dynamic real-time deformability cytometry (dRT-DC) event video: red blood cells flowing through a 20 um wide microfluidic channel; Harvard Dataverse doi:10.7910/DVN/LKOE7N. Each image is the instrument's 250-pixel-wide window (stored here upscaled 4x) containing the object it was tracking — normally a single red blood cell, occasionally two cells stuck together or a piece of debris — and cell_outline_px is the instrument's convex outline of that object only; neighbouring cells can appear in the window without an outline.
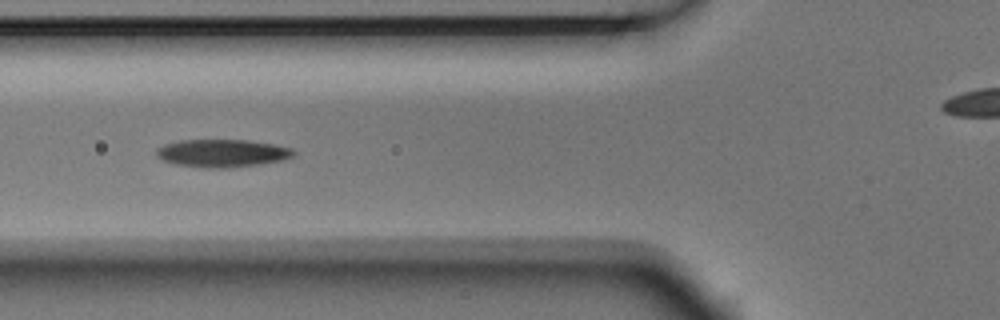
{"species": "Egyptian fruit bat (a non-hibernating species)", "species_latin": "Rousettus aegyptiacus", "temperature_condition": "room temperature", "stored_images_in_passage": 8, "segment_of_instrument_passage": [1, 2], "camera_frame_rate_fps": 3000, "um_per_image_px": 0.085, "animal": {"sex": "male"}, "frame": {"image": 1, "passage_image": 5, "time_ms": 1.333, "image_size_px": [1000, 320], "cell_outline_px": [[296, 152], [292, 156], [284, 160], [256, 164], [224, 168], [208, 168], [176, 164], [164, 160], [156, 156], [156, 152], [164, 144], [180, 140], [248, 140], [272, 144], [292, 148]], "centroid_in_image_um": [18.9, 13.01], "position_along_channel_um": 106.9, "area_um2": 21.91}}
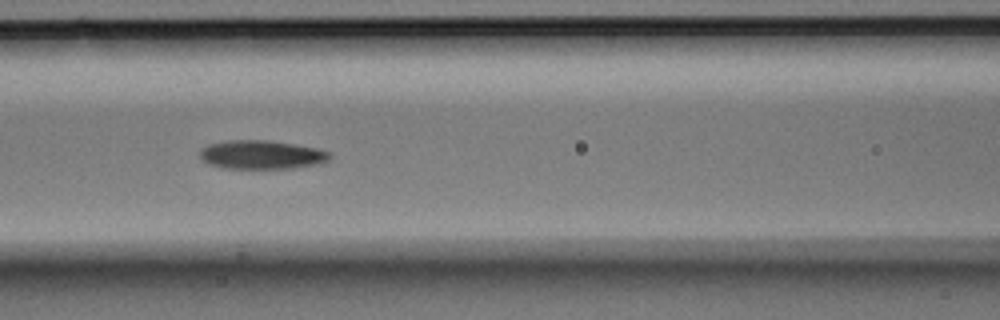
{"frame": {"image": 2, "passage_image": 6, "time_ms": 1.667, "image_size_px": [1000, 320], "cell_outline_px": [[332, 156], [324, 164], [292, 168], [220, 168], [208, 164], [200, 156], [200, 148], [208, 144], [224, 140], [268, 140], [316, 148], [332, 152]], "centroid_in_image_um": [22.25, 13.15], "position_along_channel_um": 144.4, "area_um2": 22.02}}
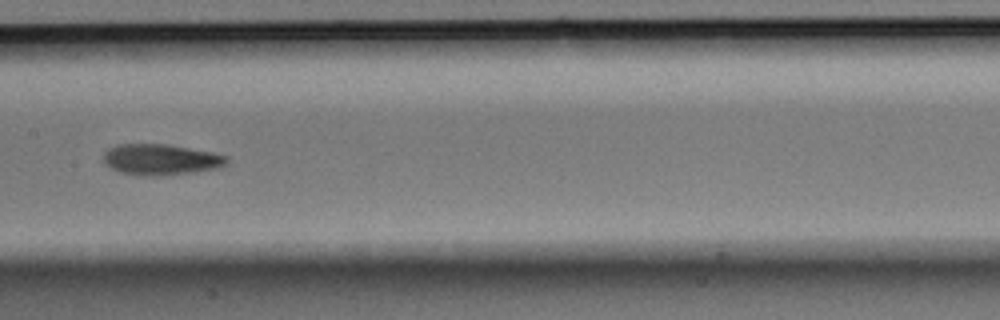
{"frame": {"image": 3, "passage_image": 7, "time_ms": 2.0, "image_size_px": [1000, 320], "cell_outline_px": [[228, 164], [220, 168], [192, 172], [156, 176], [152, 176], [120, 172], [104, 164], [104, 152], [108, 148], [120, 144], [168, 144], [212, 152], [228, 156]], "centroid_in_image_um": [13.7, 13.55], "position_along_channel_um": 193.7, "area_um2": 22.2}}